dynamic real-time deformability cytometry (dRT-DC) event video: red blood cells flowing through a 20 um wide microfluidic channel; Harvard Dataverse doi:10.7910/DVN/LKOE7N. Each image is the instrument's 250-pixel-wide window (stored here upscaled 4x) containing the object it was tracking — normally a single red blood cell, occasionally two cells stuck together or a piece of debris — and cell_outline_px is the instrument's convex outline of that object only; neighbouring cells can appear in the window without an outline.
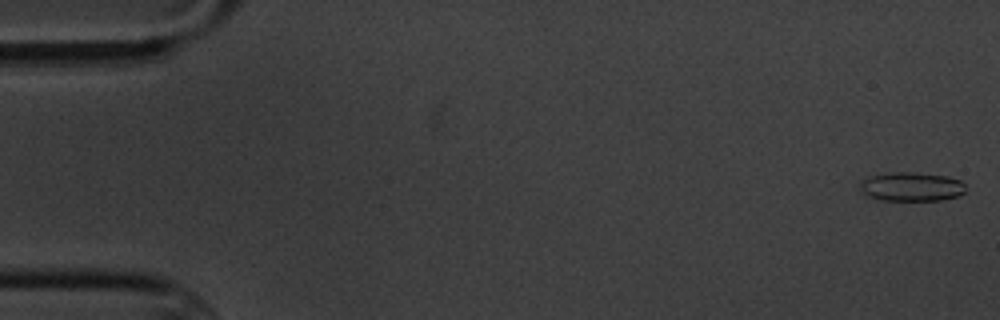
{"species": "common noctule bat (a hibernating species)", "species_latin": "Nyctalus noctula", "temperature_condition": "cold", "stored_images_in_passage": 8, "camera_frame_rate_fps": 3000, "um_per_image_px": 0.085, "animal": {"sex": "male", "body_mass_g": 20.1, "forearm_length_mm": 53.5}, "frame": {"image": 1, "passage_image": 1, "time_ms": 0.0, "image_size_px": [1000, 320], "cell_outline_px": [[964, 192], [960, 196], [940, 200], [884, 200], [872, 196], [864, 192], [860, 188], [860, 184], [864, 180], [872, 176], [896, 172], [908, 172], [948, 176], [960, 180], [964, 184]], "centroid_in_image_um": [77.55, 15.87], "position_along_channel_um": 7.4, "area_um2": 17.4}}
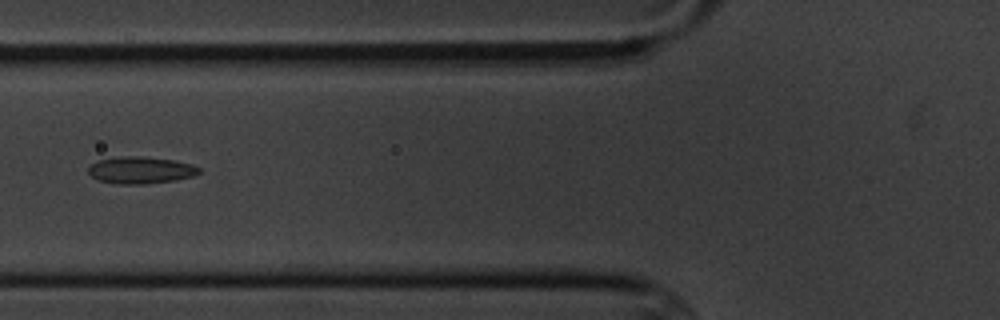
{"frame": {"image": 2, "passage_image": 7, "time_ms": 7.0, "image_size_px": [1000, 320], "cell_outline_px": [[200, 172], [192, 176], [176, 180], [144, 184], [116, 184], [96, 180], [88, 172], [88, 168], [96, 160], [120, 156], [140, 156], [172, 160], [192, 164], [200, 168]], "centroid_in_image_um": [11.92, 14.46], "position_along_channel_um": 113.9, "area_um2": 17.46}}
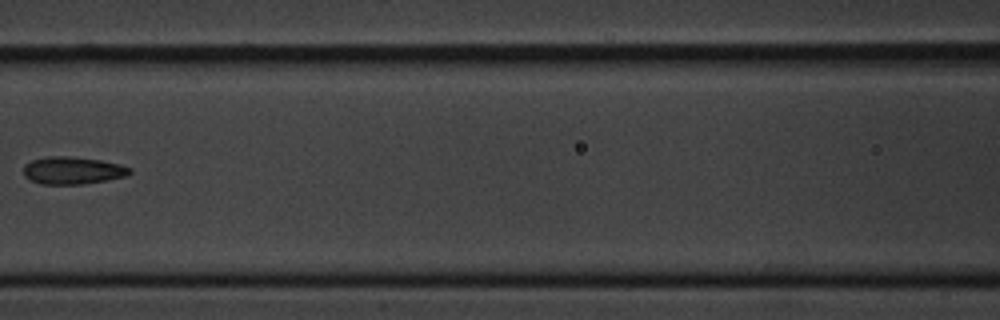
{"frame": {"image": 3, "passage_image": 8, "time_ms": 8.333, "image_size_px": [1000, 320], "cell_outline_px": [[132, 172], [124, 176], [104, 180], [80, 184], [40, 184], [24, 176], [24, 164], [32, 160], [48, 156], [68, 156], [100, 160], [120, 164], [132, 168]], "centroid_in_image_um": [6.16, 14.48], "position_along_channel_um": 160.4, "area_um2": 16.82}}